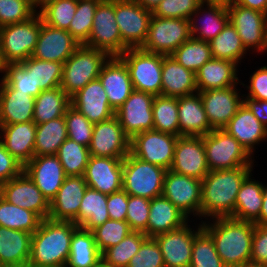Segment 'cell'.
Segmentation results:
<instances>
[{
  "label": "cell",
  "mask_w": 267,
  "mask_h": 267,
  "mask_svg": "<svg viewBox=\"0 0 267 267\" xmlns=\"http://www.w3.org/2000/svg\"><path fill=\"white\" fill-rule=\"evenodd\" d=\"M154 95L134 90L115 111L120 125L130 139L140 132L153 130Z\"/></svg>",
  "instance_id": "obj_19"
},
{
  "label": "cell",
  "mask_w": 267,
  "mask_h": 267,
  "mask_svg": "<svg viewBox=\"0 0 267 267\" xmlns=\"http://www.w3.org/2000/svg\"><path fill=\"white\" fill-rule=\"evenodd\" d=\"M151 18L152 12L136 0H115V20L122 38V53L143 46Z\"/></svg>",
  "instance_id": "obj_10"
},
{
  "label": "cell",
  "mask_w": 267,
  "mask_h": 267,
  "mask_svg": "<svg viewBox=\"0 0 267 267\" xmlns=\"http://www.w3.org/2000/svg\"><path fill=\"white\" fill-rule=\"evenodd\" d=\"M21 63L32 72L34 90L44 91L60 86L62 81L63 63L43 61L32 56Z\"/></svg>",
  "instance_id": "obj_44"
},
{
  "label": "cell",
  "mask_w": 267,
  "mask_h": 267,
  "mask_svg": "<svg viewBox=\"0 0 267 267\" xmlns=\"http://www.w3.org/2000/svg\"><path fill=\"white\" fill-rule=\"evenodd\" d=\"M0 195L11 204L36 213L42 220L49 217L50 203L25 171L2 183Z\"/></svg>",
  "instance_id": "obj_18"
},
{
  "label": "cell",
  "mask_w": 267,
  "mask_h": 267,
  "mask_svg": "<svg viewBox=\"0 0 267 267\" xmlns=\"http://www.w3.org/2000/svg\"><path fill=\"white\" fill-rule=\"evenodd\" d=\"M41 221L36 213L11 204L0 195V227L33 234Z\"/></svg>",
  "instance_id": "obj_43"
},
{
  "label": "cell",
  "mask_w": 267,
  "mask_h": 267,
  "mask_svg": "<svg viewBox=\"0 0 267 267\" xmlns=\"http://www.w3.org/2000/svg\"><path fill=\"white\" fill-rule=\"evenodd\" d=\"M191 37L189 19L162 18L152 15L144 51L171 55Z\"/></svg>",
  "instance_id": "obj_11"
},
{
  "label": "cell",
  "mask_w": 267,
  "mask_h": 267,
  "mask_svg": "<svg viewBox=\"0 0 267 267\" xmlns=\"http://www.w3.org/2000/svg\"><path fill=\"white\" fill-rule=\"evenodd\" d=\"M24 171L49 203L67 177L57 155L34 156L24 166Z\"/></svg>",
  "instance_id": "obj_23"
},
{
  "label": "cell",
  "mask_w": 267,
  "mask_h": 267,
  "mask_svg": "<svg viewBox=\"0 0 267 267\" xmlns=\"http://www.w3.org/2000/svg\"><path fill=\"white\" fill-rule=\"evenodd\" d=\"M80 45L69 31L49 26L41 18L40 34L32 57L64 64Z\"/></svg>",
  "instance_id": "obj_21"
},
{
  "label": "cell",
  "mask_w": 267,
  "mask_h": 267,
  "mask_svg": "<svg viewBox=\"0 0 267 267\" xmlns=\"http://www.w3.org/2000/svg\"><path fill=\"white\" fill-rule=\"evenodd\" d=\"M127 267H165L160 247L154 238H147Z\"/></svg>",
  "instance_id": "obj_57"
},
{
  "label": "cell",
  "mask_w": 267,
  "mask_h": 267,
  "mask_svg": "<svg viewBox=\"0 0 267 267\" xmlns=\"http://www.w3.org/2000/svg\"><path fill=\"white\" fill-rule=\"evenodd\" d=\"M143 8L153 12L162 0H136Z\"/></svg>",
  "instance_id": "obj_65"
},
{
  "label": "cell",
  "mask_w": 267,
  "mask_h": 267,
  "mask_svg": "<svg viewBox=\"0 0 267 267\" xmlns=\"http://www.w3.org/2000/svg\"><path fill=\"white\" fill-rule=\"evenodd\" d=\"M166 169L144 162L129 153L123 159L122 189L133 196L152 200L163 193Z\"/></svg>",
  "instance_id": "obj_7"
},
{
  "label": "cell",
  "mask_w": 267,
  "mask_h": 267,
  "mask_svg": "<svg viewBox=\"0 0 267 267\" xmlns=\"http://www.w3.org/2000/svg\"><path fill=\"white\" fill-rule=\"evenodd\" d=\"M102 0H78L77 9L67 31L79 42L85 44L92 30L93 18Z\"/></svg>",
  "instance_id": "obj_50"
},
{
  "label": "cell",
  "mask_w": 267,
  "mask_h": 267,
  "mask_svg": "<svg viewBox=\"0 0 267 267\" xmlns=\"http://www.w3.org/2000/svg\"><path fill=\"white\" fill-rule=\"evenodd\" d=\"M188 221L189 219L166 197H155L150 203L147 237L154 238L178 229Z\"/></svg>",
  "instance_id": "obj_35"
},
{
  "label": "cell",
  "mask_w": 267,
  "mask_h": 267,
  "mask_svg": "<svg viewBox=\"0 0 267 267\" xmlns=\"http://www.w3.org/2000/svg\"><path fill=\"white\" fill-rule=\"evenodd\" d=\"M96 267H109V266L105 265V264L101 261Z\"/></svg>",
  "instance_id": "obj_70"
},
{
  "label": "cell",
  "mask_w": 267,
  "mask_h": 267,
  "mask_svg": "<svg viewBox=\"0 0 267 267\" xmlns=\"http://www.w3.org/2000/svg\"><path fill=\"white\" fill-rule=\"evenodd\" d=\"M250 263L267 266V224L254 227Z\"/></svg>",
  "instance_id": "obj_59"
},
{
  "label": "cell",
  "mask_w": 267,
  "mask_h": 267,
  "mask_svg": "<svg viewBox=\"0 0 267 267\" xmlns=\"http://www.w3.org/2000/svg\"><path fill=\"white\" fill-rule=\"evenodd\" d=\"M37 11L31 0H0V27L27 21Z\"/></svg>",
  "instance_id": "obj_54"
},
{
  "label": "cell",
  "mask_w": 267,
  "mask_h": 267,
  "mask_svg": "<svg viewBox=\"0 0 267 267\" xmlns=\"http://www.w3.org/2000/svg\"><path fill=\"white\" fill-rule=\"evenodd\" d=\"M102 261L92 231L78 227L72 236L65 267H96Z\"/></svg>",
  "instance_id": "obj_37"
},
{
  "label": "cell",
  "mask_w": 267,
  "mask_h": 267,
  "mask_svg": "<svg viewBox=\"0 0 267 267\" xmlns=\"http://www.w3.org/2000/svg\"><path fill=\"white\" fill-rule=\"evenodd\" d=\"M224 130L233 136L253 158L259 145L267 142V127L254 116L244 102Z\"/></svg>",
  "instance_id": "obj_25"
},
{
  "label": "cell",
  "mask_w": 267,
  "mask_h": 267,
  "mask_svg": "<svg viewBox=\"0 0 267 267\" xmlns=\"http://www.w3.org/2000/svg\"><path fill=\"white\" fill-rule=\"evenodd\" d=\"M227 9L229 21L251 56L267 54V14L238 4L229 5Z\"/></svg>",
  "instance_id": "obj_9"
},
{
  "label": "cell",
  "mask_w": 267,
  "mask_h": 267,
  "mask_svg": "<svg viewBox=\"0 0 267 267\" xmlns=\"http://www.w3.org/2000/svg\"><path fill=\"white\" fill-rule=\"evenodd\" d=\"M110 106L116 111L134 91L126 64L119 57H110L99 74Z\"/></svg>",
  "instance_id": "obj_27"
},
{
  "label": "cell",
  "mask_w": 267,
  "mask_h": 267,
  "mask_svg": "<svg viewBox=\"0 0 267 267\" xmlns=\"http://www.w3.org/2000/svg\"><path fill=\"white\" fill-rule=\"evenodd\" d=\"M180 136H204L212 131L200 93L178 98Z\"/></svg>",
  "instance_id": "obj_34"
},
{
  "label": "cell",
  "mask_w": 267,
  "mask_h": 267,
  "mask_svg": "<svg viewBox=\"0 0 267 267\" xmlns=\"http://www.w3.org/2000/svg\"><path fill=\"white\" fill-rule=\"evenodd\" d=\"M88 185L83 176H67L50 202L49 219L72 221L78 226V213Z\"/></svg>",
  "instance_id": "obj_24"
},
{
  "label": "cell",
  "mask_w": 267,
  "mask_h": 267,
  "mask_svg": "<svg viewBox=\"0 0 267 267\" xmlns=\"http://www.w3.org/2000/svg\"><path fill=\"white\" fill-rule=\"evenodd\" d=\"M36 124L34 121L0 125V141L24 166L34 157Z\"/></svg>",
  "instance_id": "obj_29"
},
{
  "label": "cell",
  "mask_w": 267,
  "mask_h": 267,
  "mask_svg": "<svg viewBox=\"0 0 267 267\" xmlns=\"http://www.w3.org/2000/svg\"><path fill=\"white\" fill-rule=\"evenodd\" d=\"M35 98L12 89L0 79V125L33 121Z\"/></svg>",
  "instance_id": "obj_30"
},
{
  "label": "cell",
  "mask_w": 267,
  "mask_h": 267,
  "mask_svg": "<svg viewBox=\"0 0 267 267\" xmlns=\"http://www.w3.org/2000/svg\"><path fill=\"white\" fill-rule=\"evenodd\" d=\"M254 166L209 171L202 179L200 222L232 217L237 194Z\"/></svg>",
  "instance_id": "obj_1"
},
{
  "label": "cell",
  "mask_w": 267,
  "mask_h": 267,
  "mask_svg": "<svg viewBox=\"0 0 267 267\" xmlns=\"http://www.w3.org/2000/svg\"><path fill=\"white\" fill-rule=\"evenodd\" d=\"M108 195L87 187L78 213V227L92 231L110 219L107 209Z\"/></svg>",
  "instance_id": "obj_39"
},
{
  "label": "cell",
  "mask_w": 267,
  "mask_h": 267,
  "mask_svg": "<svg viewBox=\"0 0 267 267\" xmlns=\"http://www.w3.org/2000/svg\"><path fill=\"white\" fill-rule=\"evenodd\" d=\"M4 63L2 61V58H1V53H0V79L2 78V75H3V71H4Z\"/></svg>",
  "instance_id": "obj_68"
},
{
  "label": "cell",
  "mask_w": 267,
  "mask_h": 267,
  "mask_svg": "<svg viewBox=\"0 0 267 267\" xmlns=\"http://www.w3.org/2000/svg\"><path fill=\"white\" fill-rule=\"evenodd\" d=\"M178 137L155 130L140 132L130 140V153L144 162L169 170Z\"/></svg>",
  "instance_id": "obj_14"
},
{
  "label": "cell",
  "mask_w": 267,
  "mask_h": 267,
  "mask_svg": "<svg viewBox=\"0 0 267 267\" xmlns=\"http://www.w3.org/2000/svg\"><path fill=\"white\" fill-rule=\"evenodd\" d=\"M78 0H50L38 9L43 22L54 28L68 30Z\"/></svg>",
  "instance_id": "obj_48"
},
{
  "label": "cell",
  "mask_w": 267,
  "mask_h": 267,
  "mask_svg": "<svg viewBox=\"0 0 267 267\" xmlns=\"http://www.w3.org/2000/svg\"><path fill=\"white\" fill-rule=\"evenodd\" d=\"M204 3H211V4H221L224 6H229L233 4L234 0H201Z\"/></svg>",
  "instance_id": "obj_66"
},
{
  "label": "cell",
  "mask_w": 267,
  "mask_h": 267,
  "mask_svg": "<svg viewBox=\"0 0 267 267\" xmlns=\"http://www.w3.org/2000/svg\"><path fill=\"white\" fill-rule=\"evenodd\" d=\"M68 138L80 145L89 147L93 135L94 124L82 113L70 105L64 115Z\"/></svg>",
  "instance_id": "obj_52"
},
{
  "label": "cell",
  "mask_w": 267,
  "mask_h": 267,
  "mask_svg": "<svg viewBox=\"0 0 267 267\" xmlns=\"http://www.w3.org/2000/svg\"><path fill=\"white\" fill-rule=\"evenodd\" d=\"M244 103L248 106L254 116L267 127V100L244 98Z\"/></svg>",
  "instance_id": "obj_62"
},
{
  "label": "cell",
  "mask_w": 267,
  "mask_h": 267,
  "mask_svg": "<svg viewBox=\"0 0 267 267\" xmlns=\"http://www.w3.org/2000/svg\"><path fill=\"white\" fill-rule=\"evenodd\" d=\"M228 22L227 6L202 2L189 18L191 37L210 42Z\"/></svg>",
  "instance_id": "obj_28"
},
{
  "label": "cell",
  "mask_w": 267,
  "mask_h": 267,
  "mask_svg": "<svg viewBox=\"0 0 267 267\" xmlns=\"http://www.w3.org/2000/svg\"><path fill=\"white\" fill-rule=\"evenodd\" d=\"M262 196V208L259 214V219L254 223L255 225L267 224V183H263Z\"/></svg>",
  "instance_id": "obj_64"
},
{
  "label": "cell",
  "mask_w": 267,
  "mask_h": 267,
  "mask_svg": "<svg viewBox=\"0 0 267 267\" xmlns=\"http://www.w3.org/2000/svg\"><path fill=\"white\" fill-rule=\"evenodd\" d=\"M41 29L37 12L29 20L0 27V53L4 64L21 63L32 56Z\"/></svg>",
  "instance_id": "obj_5"
},
{
  "label": "cell",
  "mask_w": 267,
  "mask_h": 267,
  "mask_svg": "<svg viewBox=\"0 0 267 267\" xmlns=\"http://www.w3.org/2000/svg\"><path fill=\"white\" fill-rule=\"evenodd\" d=\"M110 56L104 51L80 45L64 62L60 87L71 97L87 83L98 79Z\"/></svg>",
  "instance_id": "obj_4"
},
{
  "label": "cell",
  "mask_w": 267,
  "mask_h": 267,
  "mask_svg": "<svg viewBox=\"0 0 267 267\" xmlns=\"http://www.w3.org/2000/svg\"><path fill=\"white\" fill-rule=\"evenodd\" d=\"M57 157L66 176H83L90 152L88 147L67 138L59 147Z\"/></svg>",
  "instance_id": "obj_47"
},
{
  "label": "cell",
  "mask_w": 267,
  "mask_h": 267,
  "mask_svg": "<svg viewBox=\"0 0 267 267\" xmlns=\"http://www.w3.org/2000/svg\"><path fill=\"white\" fill-rule=\"evenodd\" d=\"M119 58L128 68L134 90L161 95L163 54L129 48Z\"/></svg>",
  "instance_id": "obj_8"
},
{
  "label": "cell",
  "mask_w": 267,
  "mask_h": 267,
  "mask_svg": "<svg viewBox=\"0 0 267 267\" xmlns=\"http://www.w3.org/2000/svg\"><path fill=\"white\" fill-rule=\"evenodd\" d=\"M176 61L186 69L196 73L201 66L213 57L209 42L190 37L172 54Z\"/></svg>",
  "instance_id": "obj_46"
},
{
  "label": "cell",
  "mask_w": 267,
  "mask_h": 267,
  "mask_svg": "<svg viewBox=\"0 0 267 267\" xmlns=\"http://www.w3.org/2000/svg\"><path fill=\"white\" fill-rule=\"evenodd\" d=\"M241 88V89H240ZM241 82L224 89L201 91L200 96L212 130L224 129L244 102Z\"/></svg>",
  "instance_id": "obj_16"
},
{
  "label": "cell",
  "mask_w": 267,
  "mask_h": 267,
  "mask_svg": "<svg viewBox=\"0 0 267 267\" xmlns=\"http://www.w3.org/2000/svg\"><path fill=\"white\" fill-rule=\"evenodd\" d=\"M263 182L251 173L242 183L237 194L234 213L231 218L255 223L262 208Z\"/></svg>",
  "instance_id": "obj_36"
},
{
  "label": "cell",
  "mask_w": 267,
  "mask_h": 267,
  "mask_svg": "<svg viewBox=\"0 0 267 267\" xmlns=\"http://www.w3.org/2000/svg\"><path fill=\"white\" fill-rule=\"evenodd\" d=\"M128 194L121 189L108 195L107 209L111 220L126 221Z\"/></svg>",
  "instance_id": "obj_61"
},
{
  "label": "cell",
  "mask_w": 267,
  "mask_h": 267,
  "mask_svg": "<svg viewBox=\"0 0 267 267\" xmlns=\"http://www.w3.org/2000/svg\"><path fill=\"white\" fill-rule=\"evenodd\" d=\"M240 267H267V266H262V265H257V264H253V263H248V264H244Z\"/></svg>",
  "instance_id": "obj_69"
},
{
  "label": "cell",
  "mask_w": 267,
  "mask_h": 267,
  "mask_svg": "<svg viewBox=\"0 0 267 267\" xmlns=\"http://www.w3.org/2000/svg\"><path fill=\"white\" fill-rule=\"evenodd\" d=\"M132 230L126 221L107 220L92 230L95 243L101 254L109 247L120 243Z\"/></svg>",
  "instance_id": "obj_51"
},
{
  "label": "cell",
  "mask_w": 267,
  "mask_h": 267,
  "mask_svg": "<svg viewBox=\"0 0 267 267\" xmlns=\"http://www.w3.org/2000/svg\"><path fill=\"white\" fill-rule=\"evenodd\" d=\"M233 4H238L267 14V0H234Z\"/></svg>",
  "instance_id": "obj_63"
},
{
  "label": "cell",
  "mask_w": 267,
  "mask_h": 267,
  "mask_svg": "<svg viewBox=\"0 0 267 267\" xmlns=\"http://www.w3.org/2000/svg\"><path fill=\"white\" fill-rule=\"evenodd\" d=\"M77 228L72 221L43 219L32 234L27 267H65L71 239Z\"/></svg>",
  "instance_id": "obj_3"
},
{
  "label": "cell",
  "mask_w": 267,
  "mask_h": 267,
  "mask_svg": "<svg viewBox=\"0 0 267 267\" xmlns=\"http://www.w3.org/2000/svg\"><path fill=\"white\" fill-rule=\"evenodd\" d=\"M1 79L12 89L28 93L34 98L41 92V90H34L32 72H30L22 63L5 64Z\"/></svg>",
  "instance_id": "obj_53"
},
{
  "label": "cell",
  "mask_w": 267,
  "mask_h": 267,
  "mask_svg": "<svg viewBox=\"0 0 267 267\" xmlns=\"http://www.w3.org/2000/svg\"><path fill=\"white\" fill-rule=\"evenodd\" d=\"M48 1L50 0H34V7L38 10L41 6H43Z\"/></svg>",
  "instance_id": "obj_67"
},
{
  "label": "cell",
  "mask_w": 267,
  "mask_h": 267,
  "mask_svg": "<svg viewBox=\"0 0 267 267\" xmlns=\"http://www.w3.org/2000/svg\"><path fill=\"white\" fill-rule=\"evenodd\" d=\"M32 234L0 227V267H27Z\"/></svg>",
  "instance_id": "obj_33"
},
{
  "label": "cell",
  "mask_w": 267,
  "mask_h": 267,
  "mask_svg": "<svg viewBox=\"0 0 267 267\" xmlns=\"http://www.w3.org/2000/svg\"><path fill=\"white\" fill-rule=\"evenodd\" d=\"M214 59L228 60L241 67V63L250 55L245 49L237 30L229 21L223 30L210 42Z\"/></svg>",
  "instance_id": "obj_38"
},
{
  "label": "cell",
  "mask_w": 267,
  "mask_h": 267,
  "mask_svg": "<svg viewBox=\"0 0 267 267\" xmlns=\"http://www.w3.org/2000/svg\"><path fill=\"white\" fill-rule=\"evenodd\" d=\"M202 180L167 170L162 195L189 220L200 221Z\"/></svg>",
  "instance_id": "obj_13"
},
{
  "label": "cell",
  "mask_w": 267,
  "mask_h": 267,
  "mask_svg": "<svg viewBox=\"0 0 267 267\" xmlns=\"http://www.w3.org/2000/svg\"><path fill=\"white\" fill-rule=\"evenodd\" d=\"M151 200L128 195L126 222L132 231L143 232L147 236Z\"/></svg>",
  "instance_id": "obj_55"
},
{
  "label": "cell",
  "mask_w": 267,
  "mask_h": 267,
  "mask_svg": "<svg viewBox=\"0 0 267 267\" xmlns=\"http://www.w3.org/2000/svg\"><path fill=\"white\" fill-rule=\"evenodd\" d=\"M88 47L104 51L110 57L122 54V38L115 20V0H102L95 11Z\"/></svg>",
  "instance_id": "obj_12"
},
{
  "label": "cell",
  "mask_w": 267,
  "mask_h": 267,
  "mask_svg": "<svg viewBox=\"0 0 267 267\" xmlns=\"http://www.w3.org/2000/svg\"><path fill=\"white\" fill-rule=\"evenodd\" d=\"M194 221L189 220L178 229L154 237L160 247L166 267L190 266L194 238L203 228L202 222L195 221V223Z\"/></svg>",
  "instance_id": "obj_15"
},
{
  "label": "cell",
  "mask_w": 267,
  "mask_h": 267,
  "mask_svg": "<svg viewBox=\"0 0 267 267\" xmlns=\"http://www.w3.org/2000/svg\"><path fill=\"white\" fill-rule=\"evenodd\" d=\"M251 72L248 83L244 84L246 80L244 82L241 80L242 87L247 91L243 90L244 98L267 100V65L258 66L254 72Z\"/></svg>",
  "instance_id": "obj_58"
},
{
  "label": "cell",
  "mask_w": 267,
  "mask_h": 267,
  "mask_svg": "<svg viewBox=\"0 0 267 267\" xmlns=\"http://www.w3.org/2000/svg\"><path fill=\"white\" fill-rule=\"evenodd\" d=\"M83 177L89 188L106 195L120 191L123 159L90 156Z\"/></svg>",
  "instance_id": "obj_22"
},
{
  "label": "cell",
  "mask_w": 267,
  "mask_h": 267,
  "mask_svg": "<svg viewBox=\"0 0 267 267\" xmlns=\"http://www.w3.org/2000/svg\"><path fill=\"white\" fill-rule=\"evenodd\" d=\"M147 238L143 232H130L120 243L107 248L101 254L102 262L109 267H127Z\"/></svg>",
  "instance_id": "obj_45"
},
{
  "label": "cell",
  "mask_w": 267,
  "mask_h": 267,
  "mask_svg": "<svg viewBox=\"0 0 267 267\" xmlns=\"http://www.w3.org/2000/svg\"><path fill=\"white\" fill-rule=\"evenodd\" d=\"M67 138L64 116L36 124L34 156L57 155L60 145Z\"/></svg>",
  "instance_id": "obj_41"
},
{
  "label": "cell",
  "mask_w": 267,
  "mask_h": 267,
  "mask_svg": "<svg viewBox=\"0 0 267 267\" xmlns=\"http://www.w3.org/2000/svg\"><path fill=\"white\" fill-rule=\"evenodd\" d=\"M24 165L13 157L0 141V185L20 175Z\"/></svg>",
  "instance_id": "obj_60"
},
{
  "label": "cell",
  "mask_w": 267,
  "mask_h": 267,
  "mask_svg": "<svg viewBox=\"0 0 267 267\" xmlns=\"http://www.w3.org/2000/svg\"><path fill=\"white\" fill-rule=\"evenodd\" d=\"M210 171L255 166L257 161L224 129L212 130L202 136Z\"/></svg>",
  "instance_id": "obj_6"
},
{
  "label": "cell",
  "mask_w": 267,
  "mask_h": 267,
  "mask_svg": "<svg viewBox=\"0 0 267 267\" xmlns=\"http://www.w3.org/2000/svg\"><path fill=\"white\" fill-rule=\"evenodd\" d=\"M189 267H226L215 249L213 238L204 228L194 238Z\"/></svg>",
  "instance_id": "obj_49"
},
{
  "label": "cell",
  "mask_w": 267,
  "mask_h": 267,
  "mask_svg": "<svg viewBox=\"0 0 267 267\" xmlns=\"http://www.w3.org/2000/svg\"><path fill=\"white\" fill-rule=\"evenodd\" d=\"M211 235L215 249L226 267H240L250 263L255 224L231 217L202 222Z\"/></svg>",
  "instance_id": "obj_2"
},
{
  "label": "cell",
  "mask_w": 267,
  "mask_h": 267,
  "mask_svg": "<svg viewBox=\"0 0 267 267\" xmlns=\"http://www.w3.org/2000/svg\"><path fill=\"white\" fill-rule=\"evenodd\" d=\"M130 137L124 132L117 117L94 124L90 156L124 159L130 153Z\"/></svg>",
  "instance_id": "obj_17"
},
{
  "label": "cell",
  "mask_w": 267,
  "mask_h": 267,
  "mask_svg": "<svg viewBox=\"0 0 267 267\" xmlns=\"http://www.w3.org/2000/svg\"><path fill=\"white\" fill-rule=\"evenodd\" d=\"M196 76L171 55H163L162 96L182 97L197 93Z\"/></svg>",
  "instance_id": "obj_32"
},
{
  "label": "cell",
  "mask_w": 267,
  "mask_h": 267,
  "mask_svg": "<svg viewBox=\"0 0 267 267\" xmlns=\"http://www.w3.org/2000/svg\"><path fill=\"white\" fill-rule=\"evenodd\" d=\"M171 171L202 180L210 171L202 136H179Z\"/></svg>",
  "instance_id": "obj_20"
},
{
  "label": "cell",
  "mask_w": 267,
  "mask_h": 267,
  "mask_svg": "<svg viewBox=\"0 0 267 267\" xmlns=\"http://www.w3.org/2000/svg\"><path fill=\"white\" fill-rule=\"evenodd\" d=\"M152 110L153 130L180 136L178 98L155 96Z\"/></svg>",
  "instance_id": "obj_42"
},
{
  "label": "cell",
  "mask_w": 267,
  "mask_h": 267,
  "mask_svg": "<svg viewBox=\"0 0 267 267\" xmlns=\"http://www.w3.org/2000/svg\"><path fill=\"white\" fill-rule=\"evenodd\" d=\"M71 105L91 123L96 124L110 119L115 110L110 106L101 81L95 79L70 97Z\"/></svg>",
  "instance_id": "obj_26"
},
{
  "label": "cell",
  "mask_w": 267,
  "mask_h": 267,
  "mask_svg": "<svg viewBox=\"0 0 267 267\" xmlns=\"http://www.w3.org/2000/svg\"><path fill=\"white\" fill-rule=\"evenodd\" d=\"M70 105V97L60 86L41 91L35 97L33 121L40 124L62 117Z\"/></svg>",
  "instance_id": "obj_40"
},
{
  "label": "cell",
  "mask_w": 267,
  "mask_h": 267,
  "mask_svg": "<svg viewBox=\"0 0 267 267\" xmlns=\"http://www.w3.org/2000/svg\"><path fill=\"white\" fill-rule=\"evenodd\" d=\"M201 3V0H162L152 15L162 18L189 19Z\"/></svg>",
  "instance_id": "obj_56"
},
{
  "label": "cell",
  "mask_w": 267,
  "mask_h": 267,
  "mask_svg": "<svg viewBox=\"0 0 267 267\" xmlns=\"http://www.w3.org/2000/svg\"><path fill=\"white\" fill-rule=\"evenodd\" d=\"M241 68L228 60L214 59L204 63L195 73L198 92L209 89H224L238 85Z\"/></svg>",
  "instance_id": "obj_31"
}]
</instances>
